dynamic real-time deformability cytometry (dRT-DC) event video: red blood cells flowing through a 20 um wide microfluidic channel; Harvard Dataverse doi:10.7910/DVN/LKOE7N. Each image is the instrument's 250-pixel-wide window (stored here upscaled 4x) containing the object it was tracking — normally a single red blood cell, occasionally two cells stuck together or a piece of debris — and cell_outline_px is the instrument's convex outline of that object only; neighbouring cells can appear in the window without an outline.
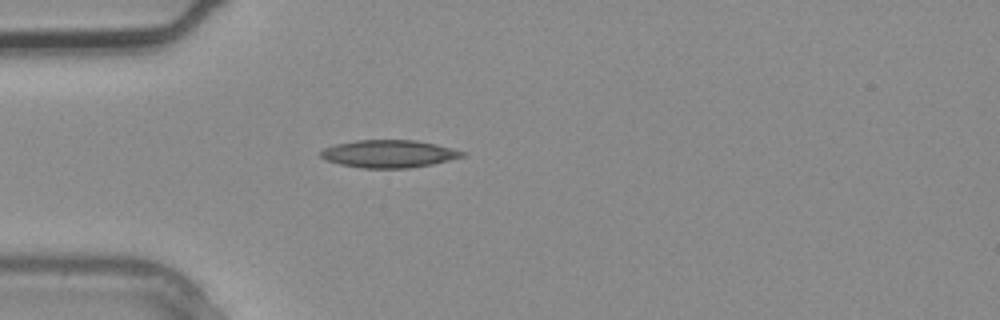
{"species": "common noctule bat (a hibernating species)", "species_latin": "Nyctalus noctula", "temperature_condition": "warm", "stored_images_in_passage": 1, "camera_frame_rate_fps": 3000, "um_per_image_px": 0.085, "animal": {"sex": "male", "body_mass_g": 20.4}, "frame": {"image": 1, "passage_image": 1, "time_ms": 0.0, "image_size_px": [1000, 320], "cell_outline_px": [[468, 152], [464, 156], [432, 164], [408, 168], [364, 168], [340, 164], [324, 160], [320, 156], [320, 152], [324, 148], [336, 144], [356, 140], [416, 140], [436, 144]], "centroid_in_image_um": [33.05, 13.07], "position_along_channel_um": 51.9, "area_um2": 22.77}}